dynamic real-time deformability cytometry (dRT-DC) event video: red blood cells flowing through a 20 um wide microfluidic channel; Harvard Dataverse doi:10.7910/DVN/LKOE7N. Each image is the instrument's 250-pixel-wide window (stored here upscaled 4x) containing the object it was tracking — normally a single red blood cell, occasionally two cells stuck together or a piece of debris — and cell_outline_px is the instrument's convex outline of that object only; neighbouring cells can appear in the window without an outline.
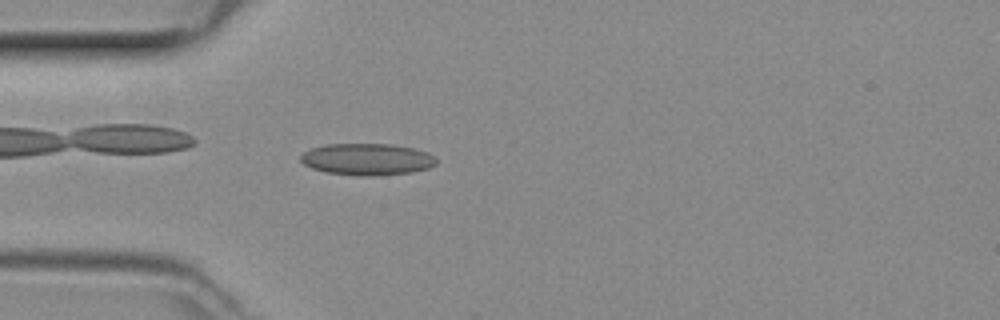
{"species": "common noctule bat (a hibernating species)", "species_latin": "Nyctalus noctula", "temperature_condition": "room temperature", "stored_images_in_passage": 47, "camera_frame_rate_fps": 3000, "um_per_image_px": 0.085, "animal": {"sex": "female", "body_mass_g": 29.2, "forearm_length_mm": 56.3}, "frame": {"image": 1, "passage_image": 13, "time_ms": 4.0, "image_size_px": [1000, 320], "cell_outline_px": [[436, 164], [428, 168], [412, 172], [372, 176], [360, 176], [328, 172], [312, 168], [304, 164], [300, 160], [300, 156], [304, 152], [312, 148], [324, 144], [392, 144], [412, 148], [428, 152], [436, 160]], "centroid_in_image_um": [31.19, 13.53], "position_along_channel_um": 53.8, "area_um2": 24.97}}
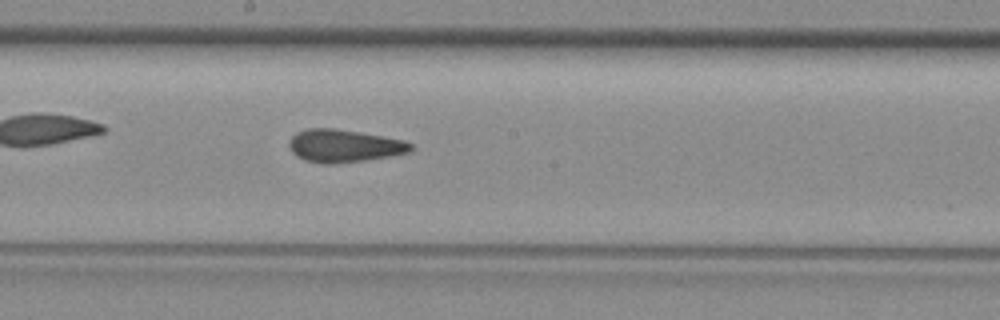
{"frame": {"image": 2, "passage_image": 25, "time_ms": 8.0, "image_size_px": [1000, 320], "cell_outline_px": [[412, 152], [368, 160], [332, 164], [324, 164], [304, 160], [296, 156], [292, 152], [288, 144], [288, 140], [296, 132], [308, 128], [332, 128], [404, 140], [412, 144]], "centroid_in_image_um": [29.22, 12.41], "position_along_channel_um": 219.0, "area_um2": 23.24}}
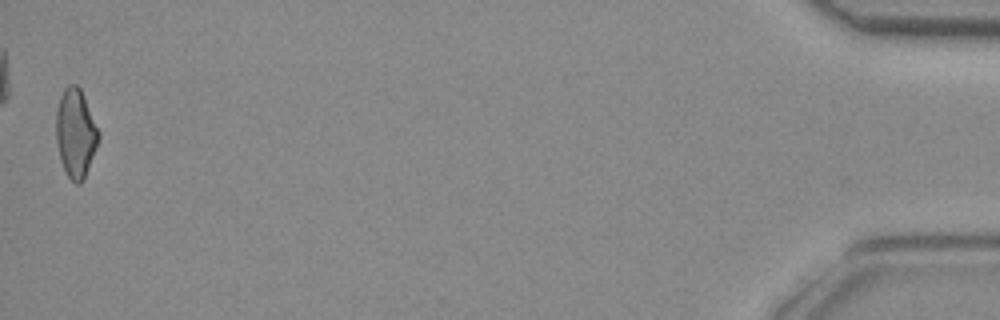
{"frame": {"image": 3, "passage_image": 47, "time_ms": 15.333, "image_size_px": [1000, 320], "cell_outline_px": [[100, 136], [96, 148], [84, 180], [80, 184], [76, 184], [68, 176], [60, 160], [56, 140], [56, 112], [60, 96], [64, 88], [68, 84], [76, 84], [80, 88], [84, 96], [100, 132]], "centroid_in_image_um": [6.43, 11.31], "position_along_channel_um": 428.8, "area_um2": 22.02}}